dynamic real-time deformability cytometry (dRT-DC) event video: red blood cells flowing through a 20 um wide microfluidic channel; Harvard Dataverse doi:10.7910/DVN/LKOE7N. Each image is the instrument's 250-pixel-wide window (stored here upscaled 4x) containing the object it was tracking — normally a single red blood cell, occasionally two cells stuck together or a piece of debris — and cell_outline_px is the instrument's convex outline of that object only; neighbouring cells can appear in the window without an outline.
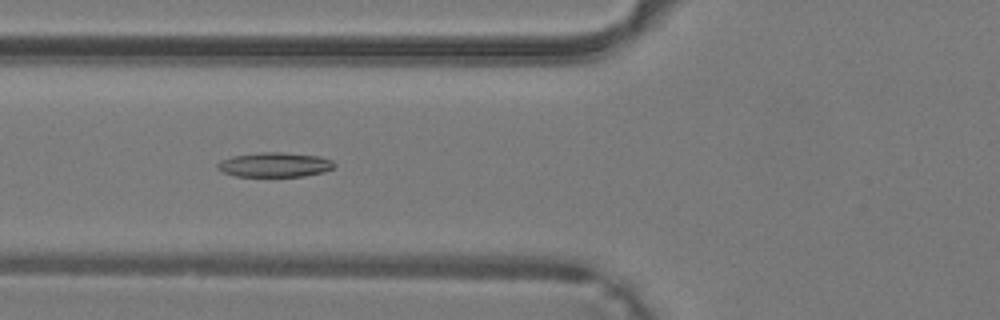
{"species": "common noctule bat (a hibernating species)", "species_latin": "Nyctalus noctula", "temperature_condition": "warm", "stored_images_in_passage": 32, "camera_frame_rate_fps": 3000, "um_per_image_px": 0.085, "animal": {"sex": "male", "body_mass_g": 19.2, "forearm_length_mm": 51.8}, "frame": {"image": 1, "passage_image": 7, "time_ms": 2.0, "image_size_px": [1000, 320], "cell_outline_px": [[336, 164], [332, 168], [324, 172], [304, 176], [236, 176], [224, 172], [216, 168], [216, 164], [220, 160], [232, 156], [260, 152], [280, 152], [320, 156], [332, 160]], "centroid_in_image_um": [23.34, 13.99], "position_along_channel_um": 102.5, "area_um2": 16.76}}
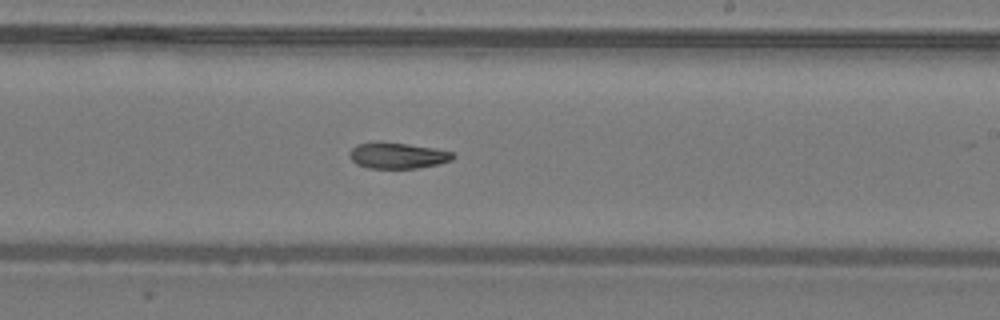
{"frame": {"image": 2, "passage_image": 16, "time_ms": 5.0, "image_size_px": [1000, 320], "cell_outline_px": [[456, 156], [452, 160], [420, 168], [368, 168], [356, 164], [348, 156], [348, 152], [356, 144], [376, 140], [408, 144], [436, 148], [452, 152]], "centroid_in_image_um": [33.74, 13.2], "position_along_channel_um": 255.3, "area_um2": 16.01}}
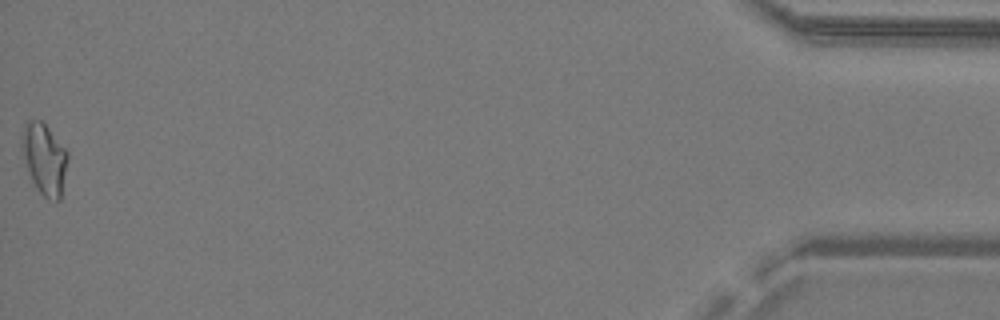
{"frame": {"image": 3, "passage_image": 32, "time_ms": 10.333, "image_size_px": [1000, 320], "cell_outline_px": [[68, 160], [60, 200], [48, 200], [36, 188], [32, 180], [20, 144], [24, 124], [28, 120], [40, 120], [48, 128], [68, 152]], "centroid_in_image_um": [3.78, 13.5], "position_along_channel_um": 431.4, "area_um2": 18.73}}